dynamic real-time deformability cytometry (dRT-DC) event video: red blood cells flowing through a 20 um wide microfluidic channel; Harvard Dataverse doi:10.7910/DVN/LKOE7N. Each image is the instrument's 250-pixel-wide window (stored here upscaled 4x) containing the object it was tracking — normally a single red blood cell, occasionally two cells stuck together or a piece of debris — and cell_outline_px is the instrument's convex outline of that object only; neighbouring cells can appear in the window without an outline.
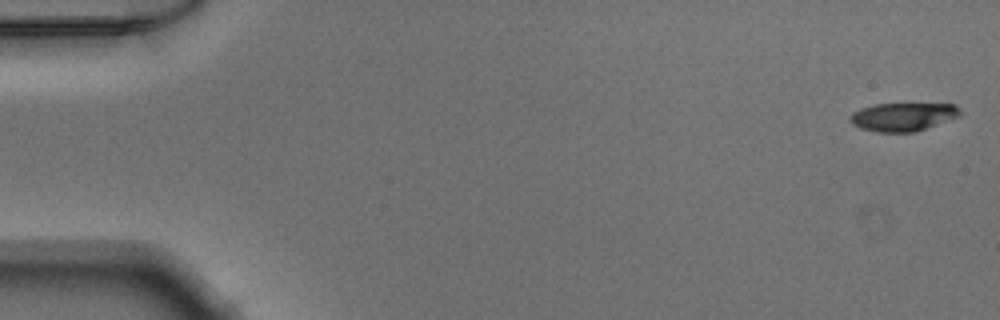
{"species": "Egyptian fruit bat (a non-hibernating species)", "species_latin": "Rousettus aegyptiacus", "temperature_condition": "warm", "stored_images_in_passage": 14, "camera_frame_rate_fps": 3000, "um_per_image_px": 0.085, "animal": {"sex": "male"}, "frame": {"image": 1, "passage_image": 1, "time_ms": 0.0, "image_size_px": [1000, 320], "cell_outline_px": [[960, 116], [916, 132], [876, 132], [860, 128], [852, 124], [848, 120], [848, 116], [852, 112], [860, 108], [872, 104], [956, 104], [960, 108]], "centroid_in_image_um": [76.71, 9.93], "position_along_channel_um": 8.3, "area_um2": 18.38}}
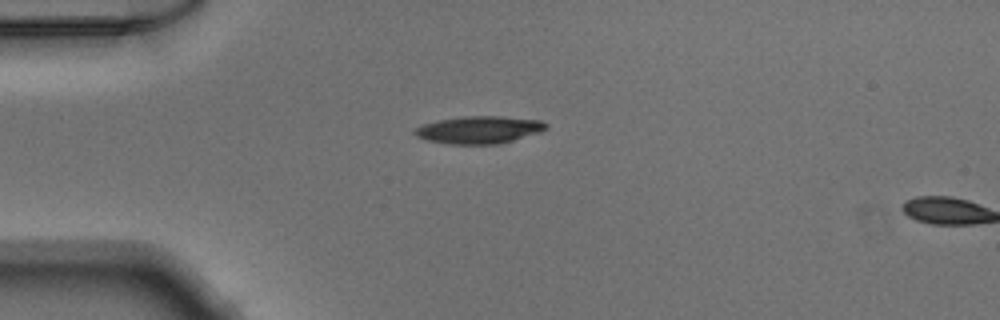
{"frame": {"image": 2, "passage_image": 13, "time_ms": 4.0, "image_size_px": [1000, 320], "cell_outline_px": [[548, 128], [540, 132], [500, 144], [448, 144], [428, 140], [416, 136], [412, 132], [416, 128], [424, 124], [440, 120], [464, 116], [500, 116], [540, 120], [548, 124]], "centroid_in_image_um": [40.75, 11.03], "position_along_channel_um": 44.3, "area_um2": 20.92}}